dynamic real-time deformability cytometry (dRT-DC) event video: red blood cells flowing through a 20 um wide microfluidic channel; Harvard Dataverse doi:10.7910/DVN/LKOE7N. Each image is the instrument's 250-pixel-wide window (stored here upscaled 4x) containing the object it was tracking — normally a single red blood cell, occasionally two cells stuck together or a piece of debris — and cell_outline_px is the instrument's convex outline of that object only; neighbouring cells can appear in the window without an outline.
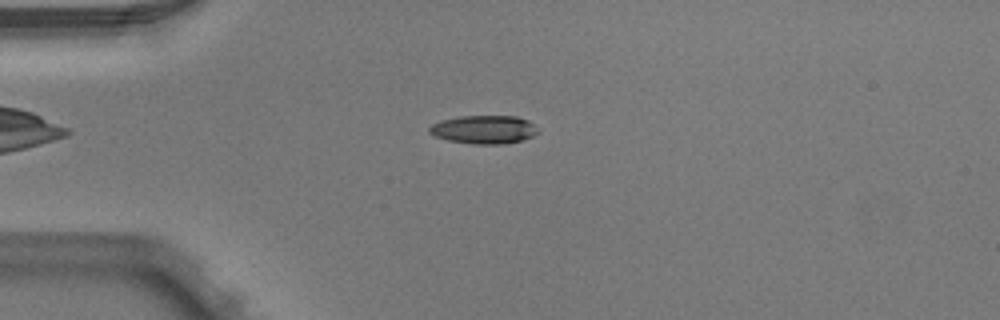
{"species": "Egyptian fruit bat (a non-hibernating species)", "species_latin": "Rousettus aegyptiacus", "temperature_condition": "warm", "stored_images_in_passage": 4, "camera_frame_rate_fps": 3000, "um_per_image_px": 0.085, "animal": {"sex": "male"}, "frame": {"image": 1, "passage_image": 2, "time_ms": 0.333, "image_size_px": [1000, 320], "cell_outline_px": [[540, 132], [524, 140], [504, 144], [472, 144], [448, 140], [436, 136], [428, 132], [428, 128], [432, 124], [440, 120], [460, 116], [516, 116], [528, 120]], "centroid_in_image_um": [41.13, 11.01], "position_along_channel_um": 43.9, "area_um2": 18.03}}
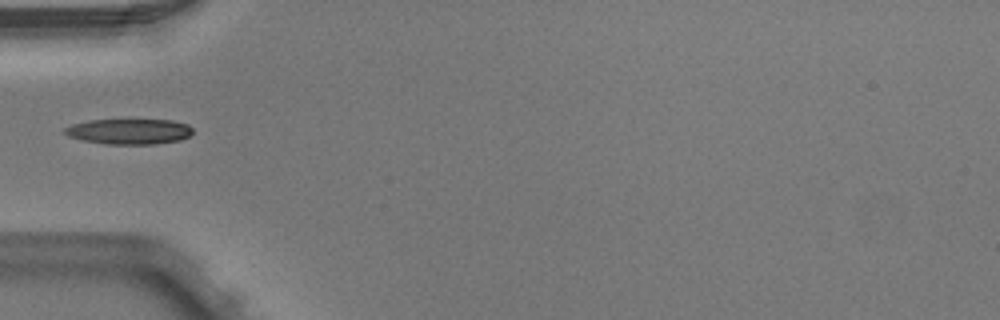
{"frame": {"image": 2, "passage_image": 3, "time_ms": 0.667, "image_size_px": [1000, 320], "cell_outline_px": [[192, 132], [188, 136], [180, 140], [156, 144], [104, 144], [84, 140], [68, 136], [64, 132], [64, 128], [72, 124], [88, 120], [172, 120], [188, 124], [192, 128]], "centroid_in_image_um": [10.98, 11.17], "position_along_channel_um": 74.0, "area_um2": 18.96}}
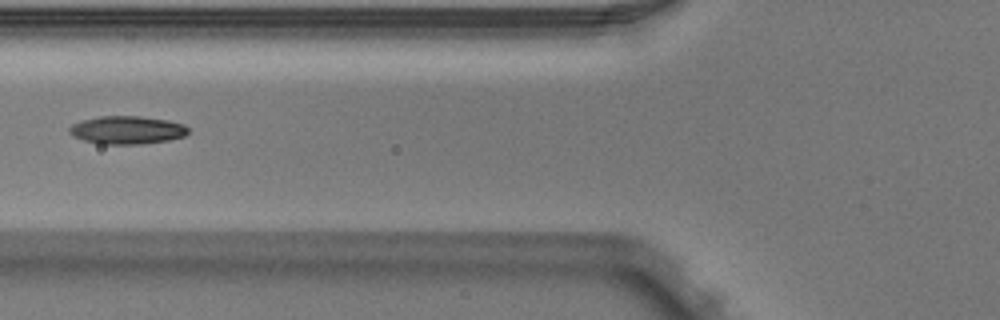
{"frame": {"image": 3, "passage_image": 4, "time_ms": 1.0, "image_size_px": [1000, 320], "cell_outline_px": [[188, 132], [184, 136], [168, 140], [140, 144], [100, 144], [84, 140], [72, 136], [68, 132], [68, 128], [72, 124], [84, 120], [100, 116], [140, 116], [168, 120], [184, 124], [188, 128]], "centroid_in_image_um": [10.78, 11.05], "position_along_channel_um": 115.0, "area_um2": 19.42}}